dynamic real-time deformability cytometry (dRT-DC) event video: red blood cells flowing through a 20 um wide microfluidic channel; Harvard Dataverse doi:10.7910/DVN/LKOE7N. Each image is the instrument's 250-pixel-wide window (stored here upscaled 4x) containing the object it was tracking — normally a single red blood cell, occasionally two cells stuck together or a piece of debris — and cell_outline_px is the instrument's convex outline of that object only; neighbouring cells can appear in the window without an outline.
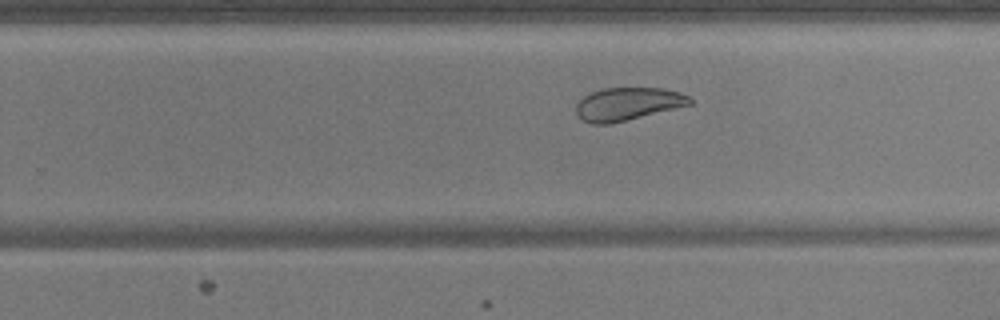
{"species": "common noctule bat (a hibernating species)", "species_latin": "Nyctalus noctula", "temperature_condition": "warm", "stored_images_in_passage": 31, "camera_frame_rate_fps": 3000, "um_per_image_px": 0.085, "animal": {"sex": "male", "body_mass_g": 17.9, "forearm_length_mm": 54.2}, "frame": {"image": 1, "passage_image": 22, "time_ms": 7.0, "image_size_px": [1000, 320], "cell_outline_px": [[692, 104], [608, 124], [592, 124], [584, 120], [576, 112], [576, 104], [584, 96], [592, 92], [604, 88], [660, 88], [680, 92], [688, 96], [692, 100]], "centroid_in_image_um": [53.35, 8.82], "position_along_channel_um": 276.5, "area_um2": 21.39}}